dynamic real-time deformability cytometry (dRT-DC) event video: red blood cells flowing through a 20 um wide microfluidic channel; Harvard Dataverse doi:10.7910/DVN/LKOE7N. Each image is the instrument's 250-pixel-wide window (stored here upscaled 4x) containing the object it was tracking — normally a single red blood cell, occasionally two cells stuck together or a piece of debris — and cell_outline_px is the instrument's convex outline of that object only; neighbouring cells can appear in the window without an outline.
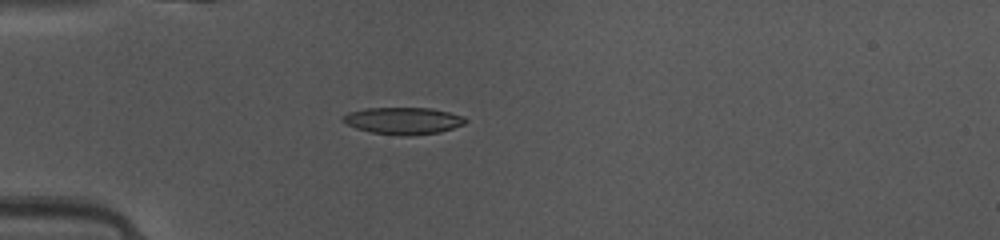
{"species": "common noctule bat (a hibernating species)", "species_latin": "Nyctalus noctula", "temperature_condition": "warm", "stored_images_in_passage": 35, "camera_frame_rate_fps": 3000, "um_per_image_px": 0.085, "animal": {"sex": "female", "body_mass_g": 10.0, "forearm_length_mm": 53.1}, "frame": {"image": 1, "passage_image": 1, "time_ms": 0.0, "image_size_px": [1000, 240], "cell_outline_px": [[468, 120], [464, 124], [440, 132], [408, 136], [400, 136], [372, 132], [356, 128], [340, 120], [340, 116], [348, 112], [368, 108], [432, 108], [464, 116]], "centroid_in_image_um": [34.26, 10.26], "position_along_channel_um": 50.7, "area_um2": 19.31}}
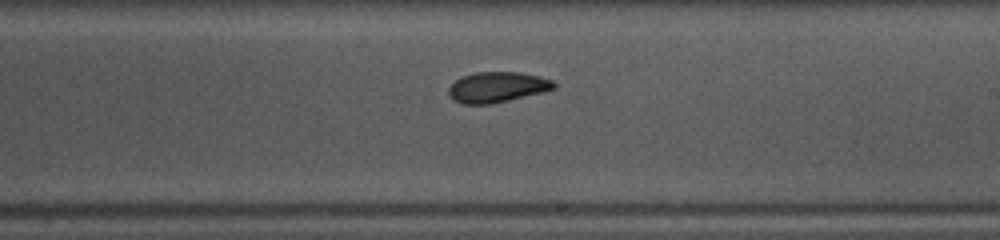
{"frame": {"image": 2, "passage_image": 16, "time_ms": 5.0, "image_size_px": [1000, 240], "cell_outline_px": [[556, 88], [544, 92], [508, 100], [488, 104], [464, 104], [452, 100], [448, 96], [448, 88], [460, 76], [476, 72], [520, 72], [540, 76], [552, 80], [556, 84]], "centroid_in_image_um": [42.25, 7.4], "position_along_channel_um": 246.8, "area_um2": 18.84}}
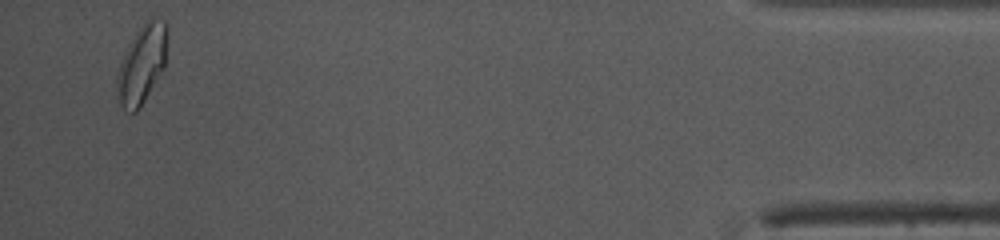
{"frame": {"image": 3, "passage_image": 34, "time_ms": 11.0, "image_size_px": [1000, 240], "cell_outline_px": [[168, 36], [164, 68], [140, 108], [136, 112], [132, 112], [124, 108], [120, 104], [116, 84], [116, 76], [120, 60], [128, 44], [144, 20], [152, 16], [164, 20], [168, 28]], "centroid_in_image_um": [12.07, 5.39], "position_along_channel_um": 423.1, "area_um2": 23.35}, "authors_computed_cell_mechanics": {"area_um2": 19.0162, "velocity_mm_per_s": 4.1367, "shape_relaxation_time_tau1_ms": 3.6906, "shape_relaxation_time_tau2_ms": 2.3276, "deformation_change_tau1": 0.1488, "deformation_change_tau2": 0.0885}}